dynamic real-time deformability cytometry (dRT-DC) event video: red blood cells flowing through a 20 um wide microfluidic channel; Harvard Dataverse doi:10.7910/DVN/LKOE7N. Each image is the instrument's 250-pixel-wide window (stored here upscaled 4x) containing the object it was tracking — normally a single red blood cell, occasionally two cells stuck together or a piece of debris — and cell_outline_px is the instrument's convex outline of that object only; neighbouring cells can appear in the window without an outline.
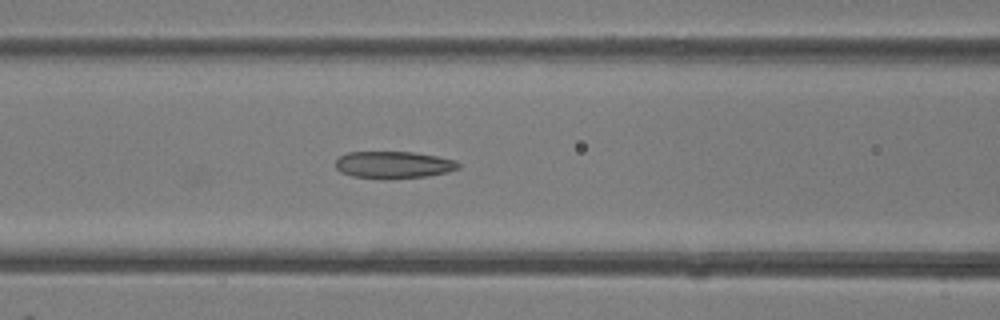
{"species": "common noctule bat (a hibernating species)", "species_latin": "Nyctalus noctula", "temperature_condition": "room temperature", "stored_images_in_passage": 6, "camera_frame_rate_fps": 3000, "um_per_image_px": 0.085, "animal": {"sex": "female"}, "frame": {"image": 1, "passage_image": 6, "time_ms": 6.667, "image_size_px": [1000, 320], "cell_outline_px": [[460, 168], [448, 172], [428, 176], [352, 176], [340, 172], [336, 168], [336, 160], [340, 156], [348, 152], [412, 152], [436, 156], [456, 160], [460, 164]], "centroid_in_image_um": [33.48, 13.96], "position_along_channel_um": 133.1, "area_um2": 18.55}}